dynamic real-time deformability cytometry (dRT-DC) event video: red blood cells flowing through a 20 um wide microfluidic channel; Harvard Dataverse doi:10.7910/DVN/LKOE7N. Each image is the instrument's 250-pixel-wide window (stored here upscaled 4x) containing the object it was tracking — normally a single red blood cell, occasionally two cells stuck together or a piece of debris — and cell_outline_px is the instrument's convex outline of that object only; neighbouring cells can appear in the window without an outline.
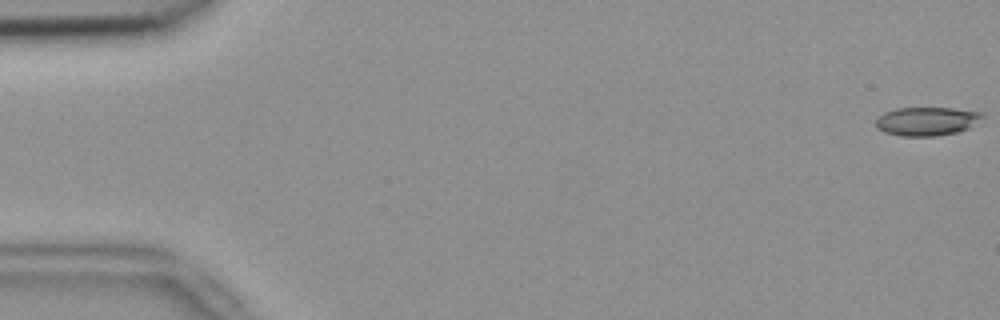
{"species": "common noctule bat (a hibernating species)", "species_latin": "Nyctalus noctula", "temperature_condition": "room temperature", "stored_images_in_passage": 54, "camera_frame_rate_fps": 3000, "um_per_image_px": 0.085, "animal": {"sex": "female", "body_mass_g": 18.4}, "frame": {"image": 1, "passage_image": 1, "time_ms": 0.0, "image_size_px": [1000, 320], "cell_outline_px": [[984, 116], [968, 128], [956, 132], [936, 136], [900, 136], [884, 132], [876, 128], [876, 116], [884, 112], [896, 108], [952, 108], [984, 112]], "centroid_in_image_um": [78.73, 10.3], "position_along_channel_um": 6.3, "area_um2": 17.86}}
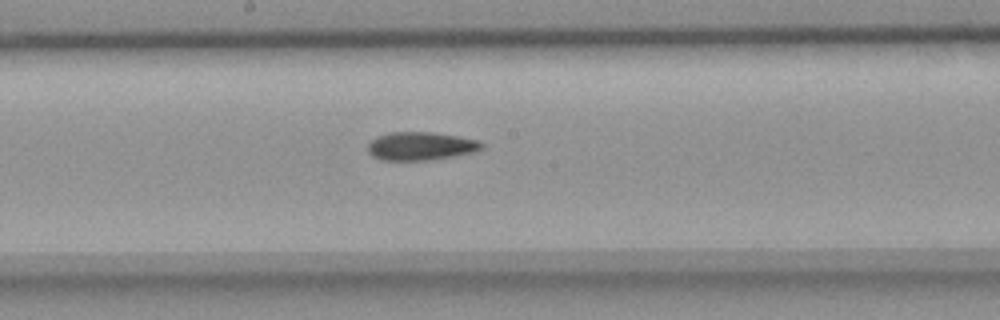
{"frame": {"image": 2, "passage_image": 29, "time_ms": 9.333, "image_size_px": [1000, 320], "cell_outline_px": [[484, 148], [476, 152], [456, 156], [428, 160], [384, 160], [372, 156], [368, 152], [368, 144], [376, 136], [392, 132], [432, 132], [480, 140], [484, 144]], "centroid_in_image_um": [35.8, 12.42], "position_along_channel_um": 212.4, "area_um2": 18.9}}
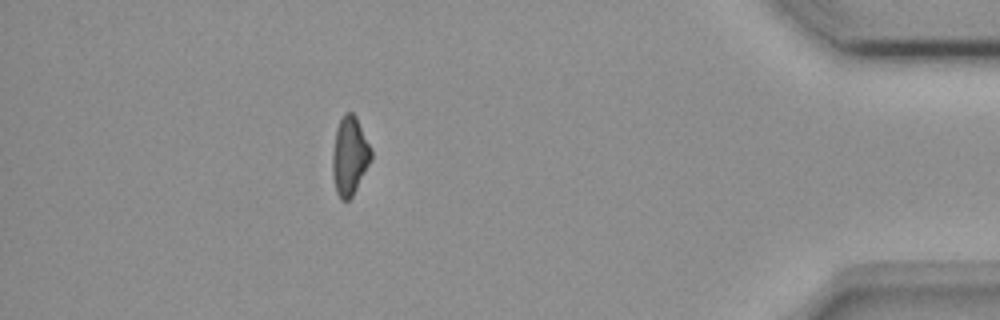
{"frame": {"image": 3, "passage_image": 48, "time_ms": 15.667, "image_size_px": [1000, 320], "cell_outline_px": [[372, 160], [352, 196], [348, 200], [340, 200], [336, 192], [332, 176], [332, 152], [336, 128], [344, 112], [352, 112], [356, 116], [372, 148]], "centroid_in_image_um": [29.72, 13.25], "position_along_channel_um": 405.5, "area_um2": 17.98}, "authors_computed_cell_mechanics": {"area_um2": 18.6116, "velocity_mm_per_s": 3.8112, "shape_relaxation_time_tau1_ms": null, "shape_relaxation_time_tau2_ms": 6.6502, "deformation_change_tau1": null, "deformation_change_tau2": 0.1693}}